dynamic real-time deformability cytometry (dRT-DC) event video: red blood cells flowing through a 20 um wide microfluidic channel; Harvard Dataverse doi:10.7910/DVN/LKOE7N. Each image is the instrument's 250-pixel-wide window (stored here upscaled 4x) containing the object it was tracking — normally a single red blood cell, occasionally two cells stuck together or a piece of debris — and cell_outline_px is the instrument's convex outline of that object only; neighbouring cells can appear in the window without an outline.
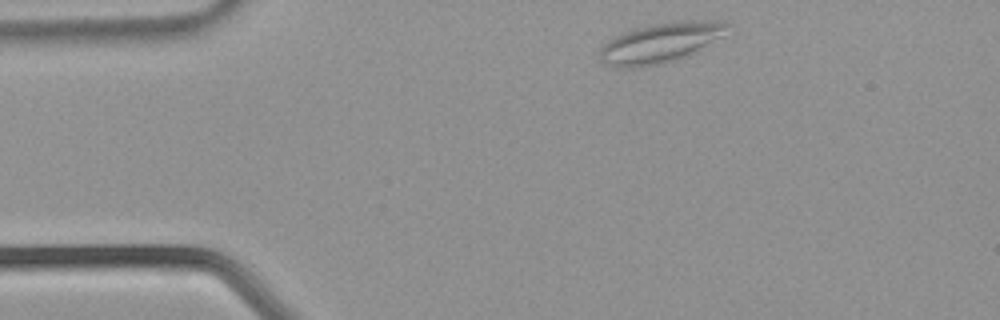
{"species": "common noctule bat (a hibernating species)", "species_latin": "Nyctalus noctula", "temperature_condition": "warm", "stored_images_in_passage": 32, "camera_frame_rate_fps": 3000, "um_per_image_px": 0.085, "animal": {"sex": "male", "body_mass_g": 21.5, "forearm_length_mm": 52.0}, "frame": {"image": 1, "passage_image": 1, "time_ms": 0.0, "image_size_px": [1000, 320], "cell_outline_px": [[732, 24], [720, 36], [696, 52], [660, 64], [636, 68], [620, 68], [604, 64], [600, 60], [600, 52], [604, 44], [608, 40], [632, 28], [656, 24], [684, 20], [724, 20]], "centroid_in_image_um": [56.13, 3.63], "position_along_channel_um": 28.9, "area_um2": 29.54}}
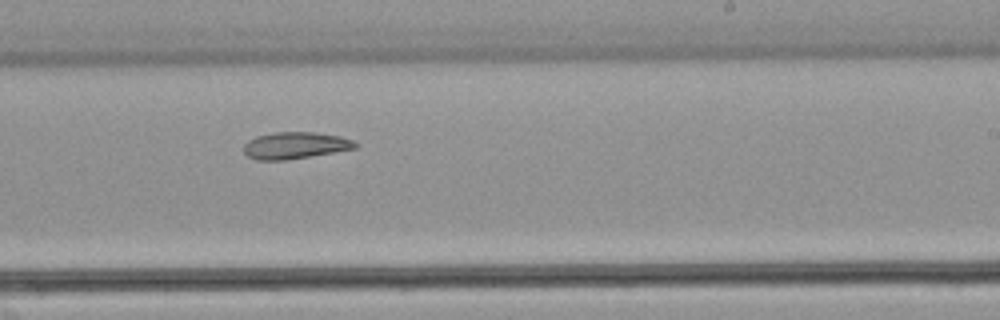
{"frame": {"image": 2, "passage_image": 17, "time_ms": 5.333, "image_size_px": [1000, 320], "cell_outline_px": [[356, 148], [336, 152], [284, 160], [256, 160], [248, 156], [244, 152], [244, 144], [248, 140], [256, 136], [276, 132], [312, 132], [340, 136], [352, 140], [356, 144]], "centroid_in_image_um": [25.06, 12.36], "position_along_channel_um": 263.9, "area_um2": 17.28}}
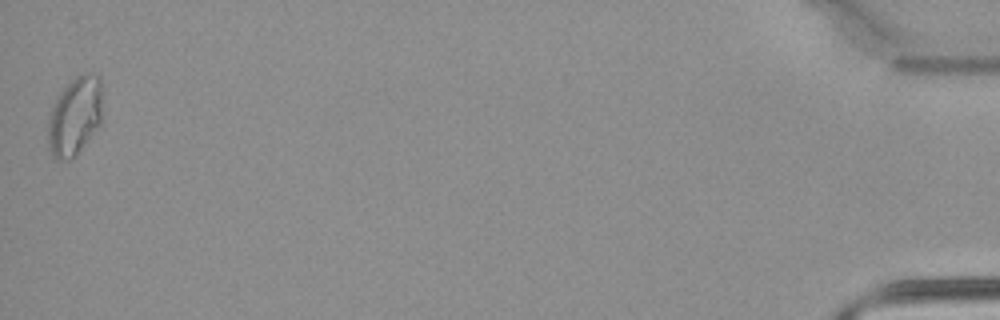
{"frame": {"image": 3, "passage_image": 32, "time_ms": 10.333, "image_size_px": [1000, 320], "cell_outline_px": [[100, 124], [80, 148], [68, 160], [56, 160], [52, 156], [48, 144], [48, 112], [56, 96], [76, 76], [84, 72], [88, 72], [100, 76]], "centroid_in_image_um": [6.3, 9.84], "position_along_channel_um": 428.9, "area_um2": 24.57}}